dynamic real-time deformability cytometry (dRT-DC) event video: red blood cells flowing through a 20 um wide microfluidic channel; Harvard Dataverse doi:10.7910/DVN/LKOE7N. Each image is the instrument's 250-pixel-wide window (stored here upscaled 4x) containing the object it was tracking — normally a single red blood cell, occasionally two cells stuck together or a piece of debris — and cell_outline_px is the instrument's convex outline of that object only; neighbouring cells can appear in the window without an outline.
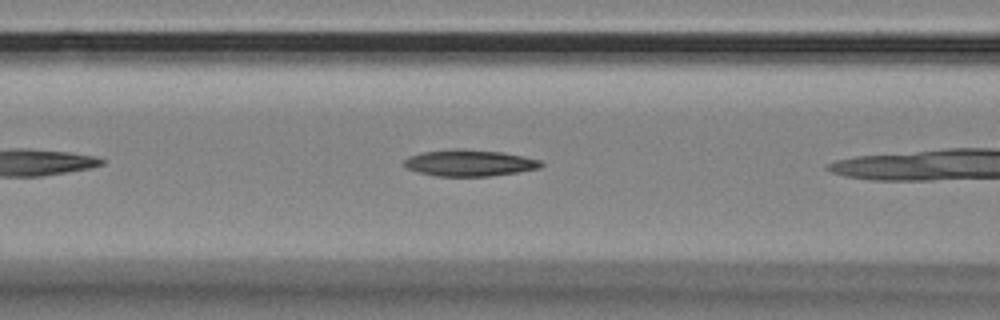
{"species": "Egyptian fruit bat (a non-hibernating species)", "species_latin": "Rousettus aegyptiacus", "temperature_condition": "room temperature", "stored_images_in_passage": 7, "camera_frame_rate_fps": 3000, "um_per_image_px": 0.085, "animal": {"sex": "female"}, "frame": {"image": 1, "passage_image": 6, "time_ms": 1.667, "image_size_px": [1000, 320], "cell_outline_px": [[544, 164], [540, 168], [520, 172], [488, 176], [436, 176], [404, 168], [400, 164], [408, 156], [420, 152], [460, 148], [500, 152], [524, 156], [540, 160]], "centroid_in_image_um": [39.86, 13.85], "position_along_channel_um": 126.7, "area_um2": 21.33}}